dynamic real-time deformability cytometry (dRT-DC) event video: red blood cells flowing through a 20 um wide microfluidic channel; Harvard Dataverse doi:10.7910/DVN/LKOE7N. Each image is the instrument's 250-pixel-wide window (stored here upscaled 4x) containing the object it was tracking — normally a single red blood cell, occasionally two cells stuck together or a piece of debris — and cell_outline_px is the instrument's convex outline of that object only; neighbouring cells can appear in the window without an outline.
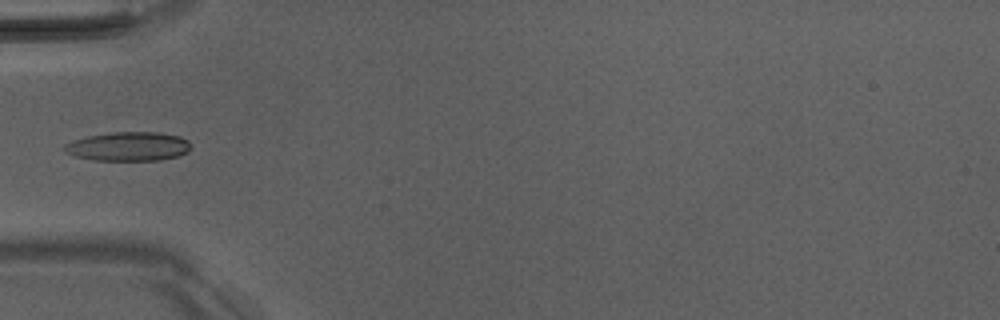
{"species": "Egyptian fruit bat (a non-hibernating species)", "species_latin": "Rousettus aegyptiacus", "temperature_condition": "room temperature", "stored_images_in_passage": 5, "camera_frame_rate_fps": 3000, "um_per_image_px": 0.085, "animal": {"sex": "male"}, "frame": {"image": 1, "passage_image": 5, "time_ms": 4.667, "image_size_px": [1000, 320], "cell_outline_px": [[192, 148], [188, 152], [180, 156], [160, 160], [96, 160], [76, 156], [64, 152], [60, 148], [64, 144], [72, 140], [88, 136], [112, 132], [156, 132], [180, 136], [188, 140], [192, 144]], "centroid_in_image_um": [10.93, 12.44], "position_along_channel_um": 74.1, "area_um2": 21.68}}